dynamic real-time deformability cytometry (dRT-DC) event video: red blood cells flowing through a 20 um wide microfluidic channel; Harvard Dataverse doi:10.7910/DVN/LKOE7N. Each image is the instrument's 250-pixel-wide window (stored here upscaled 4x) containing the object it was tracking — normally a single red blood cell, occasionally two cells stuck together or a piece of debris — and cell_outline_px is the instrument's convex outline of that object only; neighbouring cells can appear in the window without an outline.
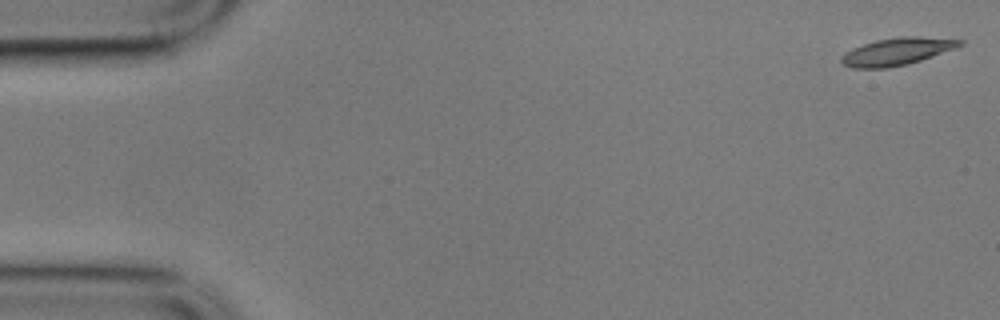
{"species": "common noctule bat (a hibernating species)", "species_latin": "Nyctalus noctula", "temperature_condition": "cold", "stored_images_in_passage": 10, "camera_frame_rate_fps": 3000, "um_per_image_px": 0.085, "animal": {"sex": "male", "body_mass_g": 17.9}, "frame": {"image": 1, "passage_image": 1, "time_ms": 0.0, "image_size_px": [1000, 320], "cell_outline_px": [[964, 44], [920, 60], [908, 64], [888, 68], [852, 68], [844, 64], [840, 60], [840, 56], [852, 48], [876, 40], [900, 36], [916, 36], [964, 40]], "centroid_in_image_um": [76.2, 4.38], "position_along_channel_um": 8.8, "area_um2": 18.67}}